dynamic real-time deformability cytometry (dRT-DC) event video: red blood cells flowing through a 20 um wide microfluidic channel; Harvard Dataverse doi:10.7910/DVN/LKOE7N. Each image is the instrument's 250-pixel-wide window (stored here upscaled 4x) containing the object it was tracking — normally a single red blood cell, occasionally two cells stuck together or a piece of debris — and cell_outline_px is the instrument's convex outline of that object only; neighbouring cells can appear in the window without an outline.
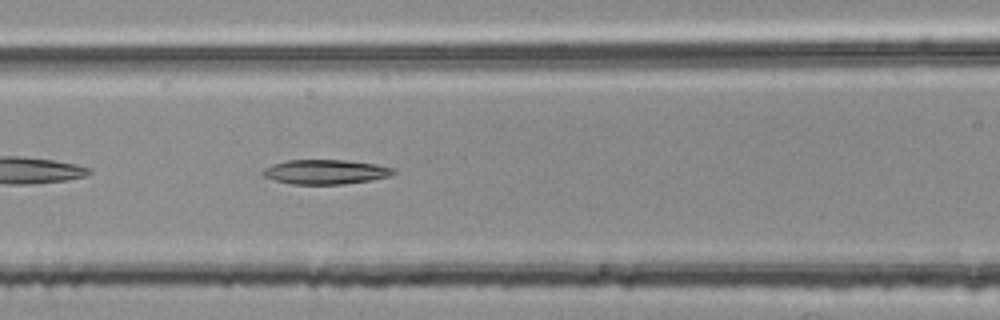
{"species": "common noctule bat (a hibernating species)", "species_latin": "Nyctalus noctula", "temperature_condition": "room temperature", "stored_images_in_passage": 37, "camera_frame_rate_fps": 3000, "um_per_image_px": 0.085, "animal": {"sex": "female", "body_mass_g": 25.1}, "frame": {"image": 1, "passage_image": 7, "time_ms": 2.0, "image_size_px": [1000, 320], "cell_outline_px": [[396, 172], [388, 176], [368, 180], [340, 184], [292, 184], [276, 180], [264, 176], [260, 172], [264, 168], [272, 164], [288, 160], [344, 160], [376, 164], [396, 168]], "centroid_in_image_um": [27.65, 14.6], "position_along_channel_um": 139.0, "area_um2": 18.5}}
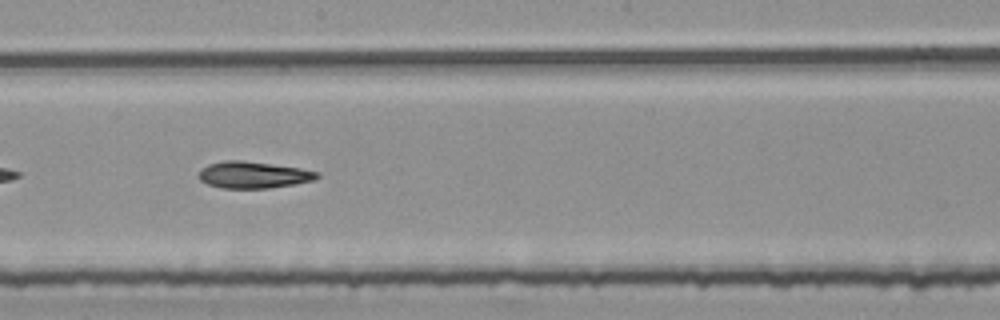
{"frame": {"image": 2, "passage_image": 14, "time_ms": 4.333, "image_size_px": [1000, 320], "cell_outline_px": [[320, 176], [316, 180], [296, 184], [268, 188], [220, 188], [208, 184], [200, 180], [200, 168], [208, 164], [224, 160], [244, 160], [300, 168], [320, 172]], "centroid_in_image_um": [21.56, 14.86], "position_along_channel_um": 226.6, "area_um2": 18.55}}
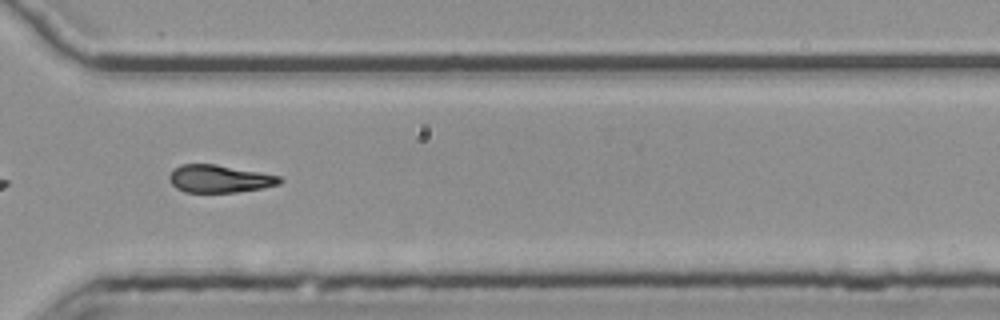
{"frame": {"image": 3, "passage_image": 24, "time_ms": 7.667, "image_size_px": [1000, 320], "cell_outline_px": [[284, 180], [280, 184], [264, 188], [236, 192], [184, 192], [176, 188], [168, 180], [168, 176], [180, 164], [216, 164], [260, 172], [280, 176]], "centroid_in_image_um": [18.67, 15.2], "position_along_channel_um": 351.9, "area_um2": 17.86}, "authors_computed_cell_mechanics": {"area_um2": 18.0914, "velocity_mm_per_s": 3.773, "shape_relaxation_time_tau1_ms": 8.1675, "shape_relaxation_time_tau2_ms": null, "deformation_change_tau1": 0.2122, "deformation_change_tau2": null}}